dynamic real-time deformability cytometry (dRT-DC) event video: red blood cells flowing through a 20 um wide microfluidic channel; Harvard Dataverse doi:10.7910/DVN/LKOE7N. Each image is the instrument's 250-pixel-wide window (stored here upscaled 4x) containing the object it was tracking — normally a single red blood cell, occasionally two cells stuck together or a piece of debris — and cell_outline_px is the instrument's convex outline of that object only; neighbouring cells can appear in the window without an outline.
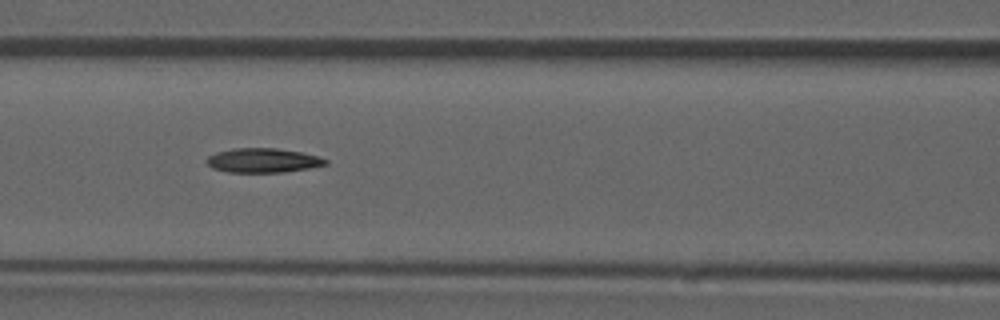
{"species": "common noctule bat (a hibernating species)", "species_latin": "Nyctalus noctula", "temperature_condition": "room temperature", "stored_images_in_passage": 53, "camera_frame_rate_fps": 3000, "um_per_image_px": 0.085, "animal": {"sex": "male", "forearm_length_mm": 52.5}, "frame": {"image": 1, "passage_image": 23, "time_ms": 7.333, "image_size_px": [1000, 320], "cell_outline_px": [[328, 164], [308, 168], [284, 172], [228, 172], [212, 168], [204, 160], [208, 156], [216, 152], [232, 148], [276, 148], [300, 152], [320, 156], [328, 160]], "centroid_in_image_um": [22.34, 13.63], "position_along_channel_um": 144.3, "area_um2": 16.94}}